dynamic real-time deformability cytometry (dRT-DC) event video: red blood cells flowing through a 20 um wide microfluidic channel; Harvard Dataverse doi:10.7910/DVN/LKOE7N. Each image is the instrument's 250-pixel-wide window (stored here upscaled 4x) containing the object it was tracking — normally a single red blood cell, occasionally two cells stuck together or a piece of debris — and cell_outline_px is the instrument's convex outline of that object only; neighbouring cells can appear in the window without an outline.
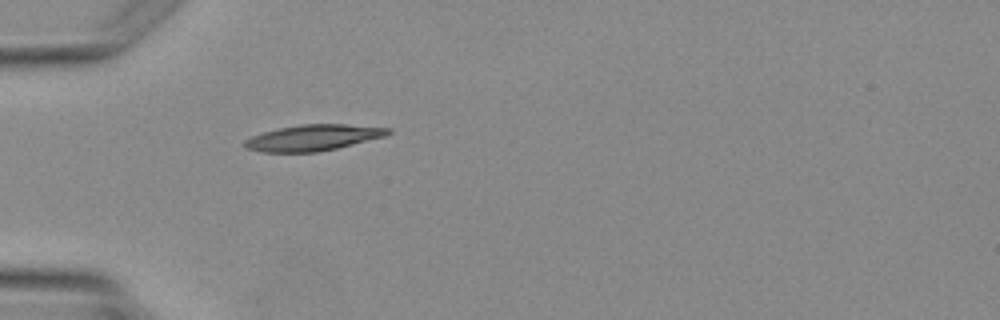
{"species": "Egyptian fruit bat (a non-hibernating species)", "species_latin": "Rousettus aegyptiacus", "temperature_condition": "warm", "stored_images_in_passage": 1, "camera_frame_rate_fps": 3000, "um_per_image_px": 0.085, "animal": {"sex": "female"}, "frame": {"image": 1, "passage_image": 1, "time_ms": 0.0, "image_size_px": [1000, 320], "cell_outline_px": [[392, 132], [384, 136], [336, 148], [316, 152], [260, 152], [244, 148], [244, 140], [252, 136], [264, 132], [280, 128], [300, 124], [344, 124], [392, 128]], "centroid_in_image_um": [26.59, 11.7], "position_along_channel_um": 58.4, "area_um2": 21.56}}